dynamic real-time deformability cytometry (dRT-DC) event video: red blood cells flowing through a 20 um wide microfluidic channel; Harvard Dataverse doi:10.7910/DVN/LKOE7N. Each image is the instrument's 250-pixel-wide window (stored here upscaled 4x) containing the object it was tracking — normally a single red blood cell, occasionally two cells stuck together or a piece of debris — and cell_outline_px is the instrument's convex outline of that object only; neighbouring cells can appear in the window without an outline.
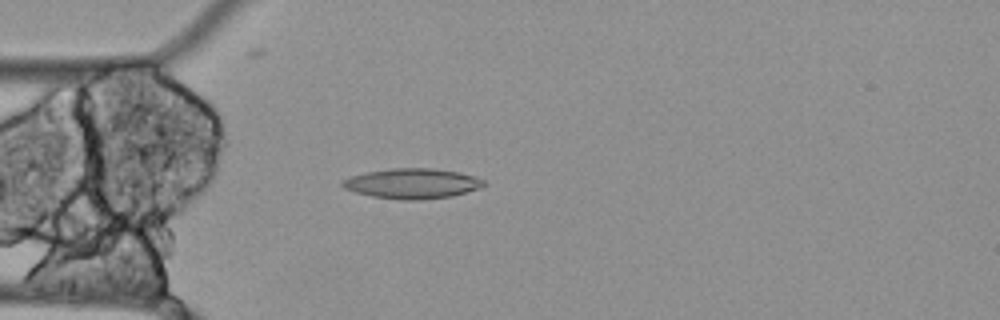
{"species": "Egyptian fruit bat (a non-hibernating species)", "species_latin": "Rousettus aegyptiacus", "temperature_condition": "cold", "stored_images_in_passage": 6, "camera_frame_rate_fps": 3000, "um_per_image_px": 0.085, "animal": {"sex": "female"}, "frame": {"image": 1, "passage_image": 3, "time_ms": 0.667, "image_size_px": [1000, 320], "cell_outline_px": [[488, 184], [480, 188], [452, 196], [416, 200], [400, 200], [372, 196], [356, 192], [344, 188], [340, 184], [340, 180], [364, 172], [392, 168], [432, 168], [460, 172], [476, 176], [484, 180]], "centroid_in_image_um": [35.05, 15.59], "position_along_channel_um": 49.9, "area_um2": 25.03}}